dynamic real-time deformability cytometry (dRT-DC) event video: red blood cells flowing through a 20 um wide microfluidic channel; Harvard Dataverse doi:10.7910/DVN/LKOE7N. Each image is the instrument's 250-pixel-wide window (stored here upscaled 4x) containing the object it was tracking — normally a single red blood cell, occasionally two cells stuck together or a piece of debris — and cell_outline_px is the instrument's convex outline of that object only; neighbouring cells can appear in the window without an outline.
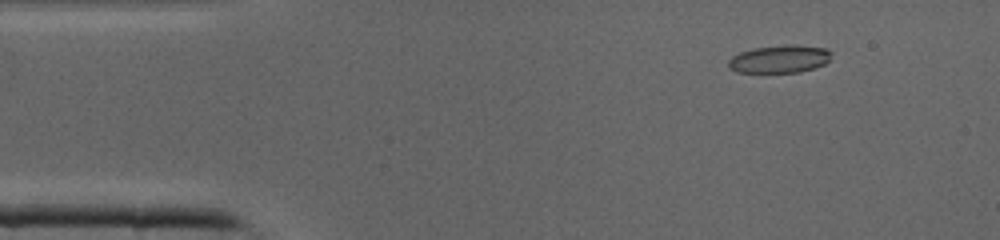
{"species": "common noctule bat (a hibernating species)", "species_latin": "Nyctalus noctula", "temperature_condition": "cold", "stored_images_in_passage": 39, "camera_frame_rate_fps": 3000, "um_per_image_px": 0.085, "animal": {"sex": "male", "body_mass_g": 19.0, "forearm_length_mm": 50.8}, "frame": {"image": 1, "passage_image": 3, "time_ms": 0.667, "image_size_px": [1000, 240], "cell_outline_px": [[832, 52], [828, 60], [824, 64], [800, 72], [736, 72], [728, 68], [728, 60], [732, 56], [740, 52], [756, 48], [824, 48]], "centroid_in_image_um": [66.17, 5.09], "position_along_channel_um": 18.8, "area_um2": 15.49}}
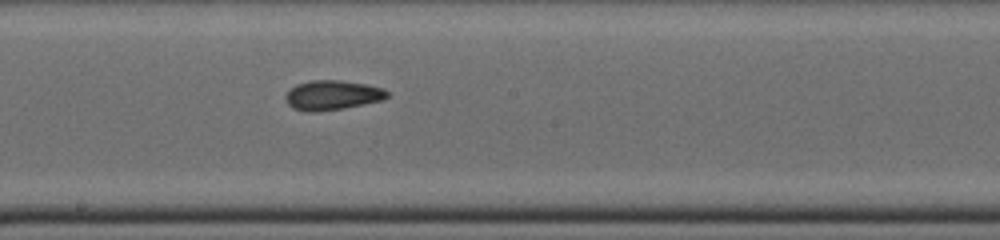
{"frame": {"image": 2, "passage_image": 20, "time_ms": 6.333, "image_size_px": [1000, 240], "cell_outline_px": [[388, 96], [384, 100], [344, 108], [316, 112], [304, 112], [292, 108], [288, 104], [284, 96], [296, 84], [312, 80], [336, 80], [364, 84], [380, 88], [388, 92]], "centroid_in_image_um": [28.21, 8.11], "position_along_channel_um": 220.0, "area_um2": 17.46}}
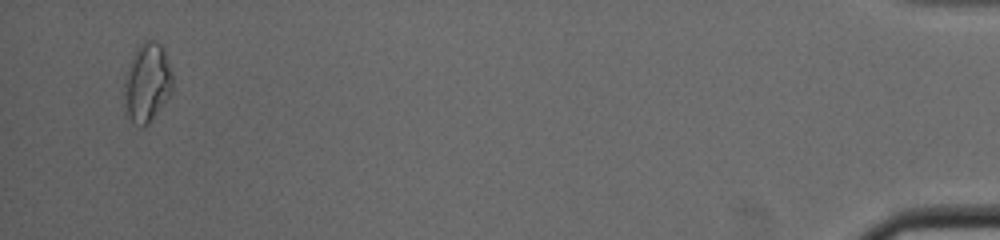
{"frame": {"image": 3, "passage_image": 38, "time_ms": 12.333, "image_size_px": [1000, 240], "cell_outline_px": [[172, 92], [148, 124], [140, 128], [128, 116], [124, 104], [124, 84], [132, 60], [140, 44], [144, 40], [152, 40], [160, 44], [164, 48], [172, 76]], "centroid_in_image_um": [12.52, 7.05], "position_along_channel_um": 422.7, "area_um2": 21.73}}